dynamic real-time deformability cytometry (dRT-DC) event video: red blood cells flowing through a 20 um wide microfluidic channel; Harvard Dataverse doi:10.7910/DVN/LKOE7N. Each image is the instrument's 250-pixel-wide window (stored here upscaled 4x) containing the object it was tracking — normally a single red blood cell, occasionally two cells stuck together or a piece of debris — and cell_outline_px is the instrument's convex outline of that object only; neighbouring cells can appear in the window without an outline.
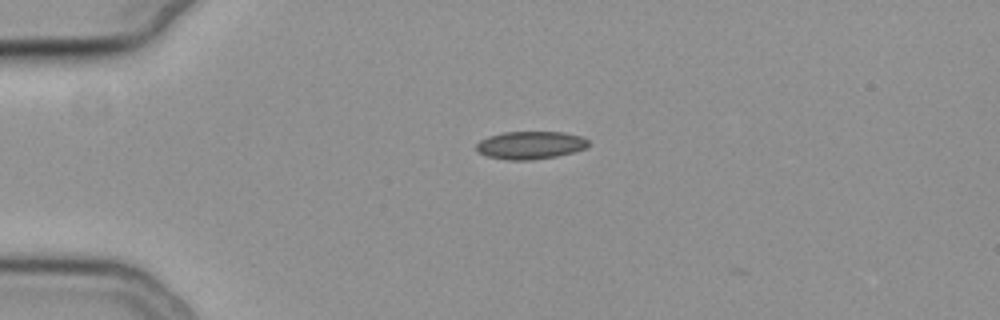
{"species": "common noctule bat (a hibernating species)", "species_latin": "Nyctalus noctula", "temperature_condition": "cold", "stored_images_in_passage": 4, "camera_frame_rate_fps": 3000, "um_per_image_px": 0.085, "animal": {"sex": "female", "body_mass_g": 19.3, "forearm_length_mm": 54.1}, "frame": {"image": 1, "passage_image": 2, "time_ms": 0.333, "image_size_px": [1000, 320], "cell_outline_px": [[588, 144], [584, 148], [572, 152], [556, 156], [528, 160], [508, 160], [488, 156], [476, 152], [476, 144], [480, 140], [488, 136], [504, 132], [564, 132], [580, 136], [588, 140]], "centroid_in_image_um": [45.03, 12.33], "position_along_channel_um": 40.0, "area_um2": 18.03}}